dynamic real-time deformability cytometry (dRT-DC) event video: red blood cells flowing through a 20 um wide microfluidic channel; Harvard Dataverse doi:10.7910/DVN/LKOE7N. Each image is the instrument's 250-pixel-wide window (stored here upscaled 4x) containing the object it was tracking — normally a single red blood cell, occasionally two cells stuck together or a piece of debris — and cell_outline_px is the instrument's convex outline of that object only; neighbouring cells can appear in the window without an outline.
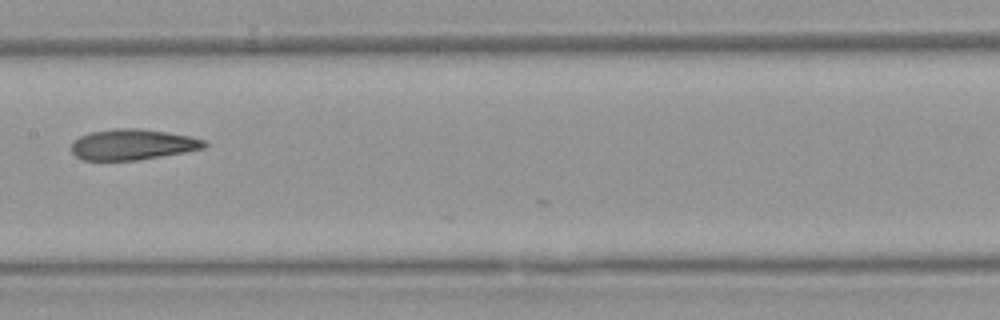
{"species": "Egyptian fruit bat (a non-hibernating species)", "species_latin": "Rousettus aegyptiacus", "temperature_condition": "warm", "stored_images_in_passage": 7, "camera_frame_rate_fps": 3000, "um_per_image_px": 0.085, "animal": {"sex": "female"}, "frame": {"image": 1, "passage_image": 7, "time_ms": 7.667, "image_size_px": [1000, 320], "cell_outline_px": [[208, 144], [204, 148], [184, 152], [136, 160], [80, 160], [72, 152], [72, 140], [88, 132], [116, 128], [140, 128], [168, 132], [188, 136], [204, 140]], "centroid_in_image_um": [11.23, 12.27], "position_along_channel_um": 196.2, "area_um2": 23.81}}